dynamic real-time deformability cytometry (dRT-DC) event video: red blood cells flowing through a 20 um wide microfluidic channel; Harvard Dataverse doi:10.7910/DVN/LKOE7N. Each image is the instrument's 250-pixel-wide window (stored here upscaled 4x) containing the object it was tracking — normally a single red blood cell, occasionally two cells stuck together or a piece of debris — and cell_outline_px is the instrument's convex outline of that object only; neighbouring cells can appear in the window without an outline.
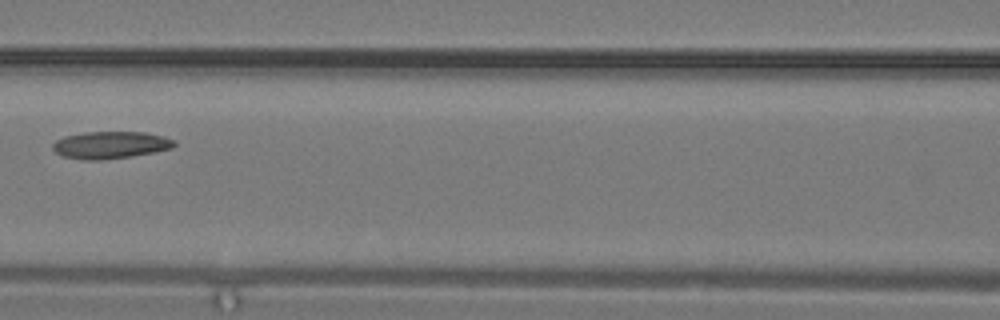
{"species": "common noctule bat (a hibernating species)", "species_latin": "Nyctalus noctula", "temperature_condition": "warm", "stored_images_in_passage": 3, "camera_frame_rate_fps": 3000, "um_per_image_px": 0.085, "animal": {"sex": "male", "body_mass_g": 19.2, "forearm_length_mm": 51.8}, "frame": {"image": 1, "passage_image": 3, "time_ms": 0.667, "image_size_px": [1000, 320], "cell_outline_px": [[176, 144], [172, 148], [132, 156], [100, 160], [84, 160], [64, 156], [56, 152], [52, 148], [52, 144], [56, 140], [64, 136], [84, 132], [144, 132], [164, 136], [176, 140]], "centroid_in_image_um": [9.39, 12.31], "position_along_channel_um": 157.2, "area_um2": 19.25}}